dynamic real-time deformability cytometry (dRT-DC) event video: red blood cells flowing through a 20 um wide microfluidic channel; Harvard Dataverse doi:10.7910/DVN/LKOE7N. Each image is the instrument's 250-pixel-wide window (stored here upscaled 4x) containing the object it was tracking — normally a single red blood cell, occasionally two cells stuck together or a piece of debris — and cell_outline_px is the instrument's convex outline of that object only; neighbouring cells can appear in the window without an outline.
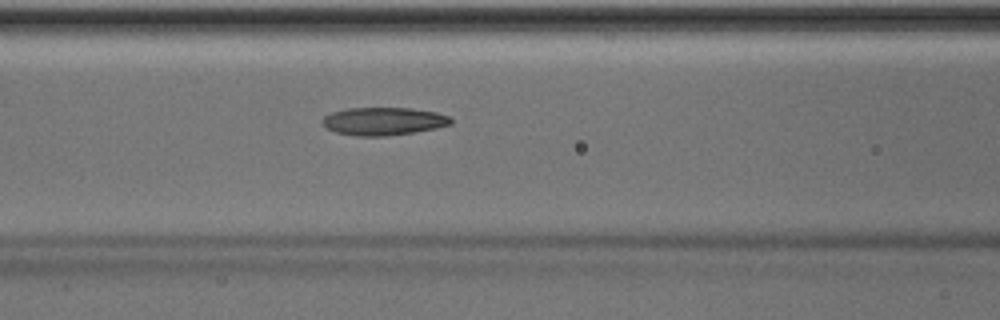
{"species": "Egyptian fruit bat (a non-hibernating species)", "species_latin": "Rousettus aegyptiacus", "temperature_condition": "room temperature", "stored_images_in_passage": 50, "camera_frame_rate_fps": 3000, "um_per_image_px": 0.085, "animal": {"sex": "male"}, "frame": {"image": 1, "passage_image": 21, "time_ms": 6.667, "image_size_px": [1000, 320], "cell_outline_px": [[452, 124], [436, 128], [388, 136], [360, 136], [336, 132], [328, 128], [320, 120], [324, 116], [332, 112], [348, 108], [412, 108], [436, 112], [448, 116], [452, 120]], "centroid_in_image_um": [32.6, 10.3], "position_along_channel_um": 134.0, "area_um2": 20.75}}
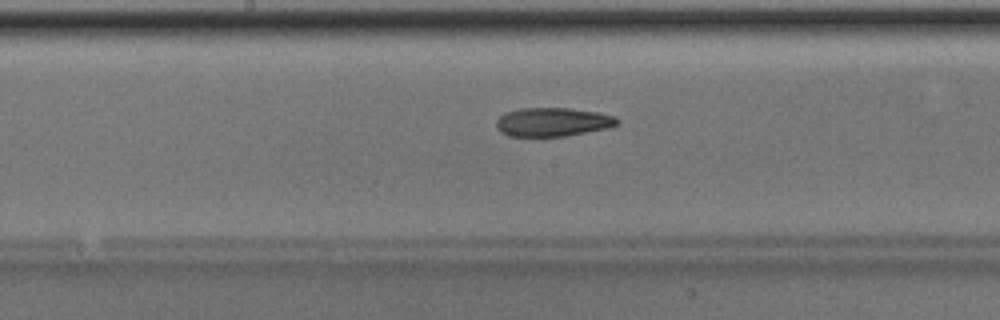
{"frame": {"image": 2, "passage_image": 26, "time_ms": 8.333, "image_size_px": [1000, 320], "cell_outline_px": [[620, 120], [616, 124], [608, 128], [568, 136], [508, 136], [500, 132], [496, 128], [496, 120], [504, 112], [520, 108], [568, 108], [596, 112], [612, 116]], "centroid_in_image_um": [46.92, 10.37], "position_along_channel_um": 201.3, "area_um2": 20.29}}
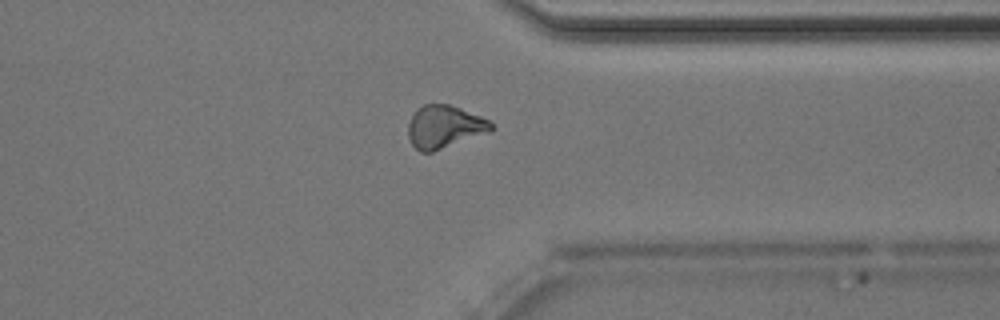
{"frame": {"image": 3, "passage_image": 39, "time_ms": 12.667, "image_size_px": [1000, 320], "cell_outline_px": [[492, 132], [432, 152], [420, 152], [412, 144], [408, 136], [408, 124], [416, 108], [424, 104], [448, 104], [460, 108], [480, 116], [488, 120], [492, 124]], "centroid_in_image_um": [37.77, 10.78], "position_along_channel_um": 373.6, "area_um2": 20.75}, "authors_computed_cell_mechanics": {"area_um2": 20.9525, "velocity_mm_per_s": 4.0366, "shape_relaxation_time_tau1_ms": 4.4245, "shape_relaxation_time_tau2_ms": 3.2868, "deformation_change_tau1": 0.1585, "deformation_change_tau2": 0.1155}}